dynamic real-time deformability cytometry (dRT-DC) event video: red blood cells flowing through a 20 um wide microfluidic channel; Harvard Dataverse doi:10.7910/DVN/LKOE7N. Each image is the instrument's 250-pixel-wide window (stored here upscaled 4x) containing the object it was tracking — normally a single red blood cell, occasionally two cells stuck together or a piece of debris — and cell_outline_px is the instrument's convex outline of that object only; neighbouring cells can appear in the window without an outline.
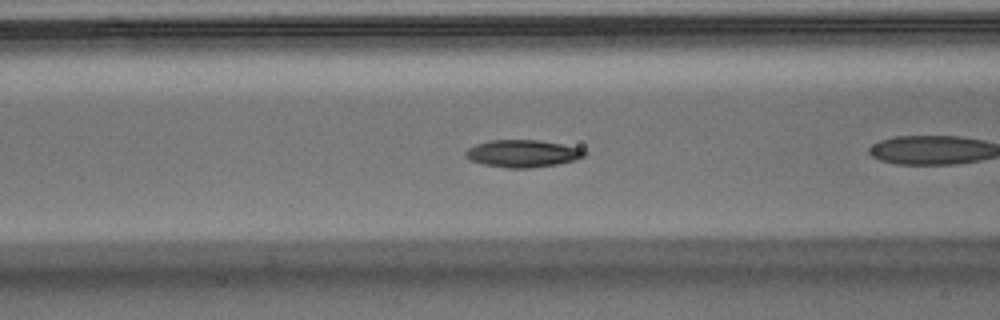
{"species": "Egyptian fruit bat (a non-hibernating species)", "species_latin": "Rousettus aegyptiacus", "temperature_condition": "warm", "stored_images_in_passage": 42, "camera_frame_rate_fps": 3000, "um_per_image_px": 0.085, "animal": {"sex": "male"}, "frame": {"image": 1, "passage_image": 7, "time_ms": 2.0, "image_size_px": [1000, 320], "cell_outline_px": [[588, 152], [584, 156], [572, 160], [556, 164], [532, 168], [508, 168], [484, 164], [472, 160], [464, 156], [464, 152], [468, 148], [476, 144], [492, 140], [540, 140], [580, 148]], "centroid_in_image_um": [44.4, 13.04], "position_along_channel_um": 122.2, "area_um2": 18.73}}
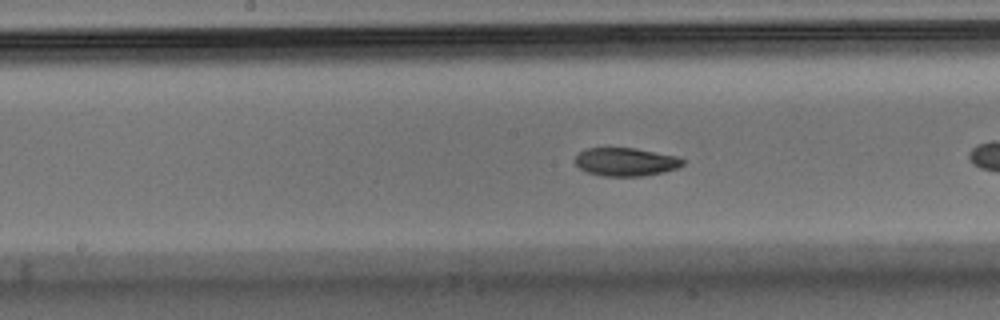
{"frame": {"image": 2, "passage_image": 13, "time_ms": 4.0, "image_size_px": [1000, 320], "cell_outline_px": [[684, 164], [676, 168], [664, 172], [644, 176], [604, 176], [588, 172], [580, 168], [576, 164], [576, 156], [580, 152], [588, 148], [636, 148], [676, 156], [684, 160]], "centroid_in_image_um": [53.21, 13.76], "position_along_channel_um": 195.0, "area_um2": 17.57}}
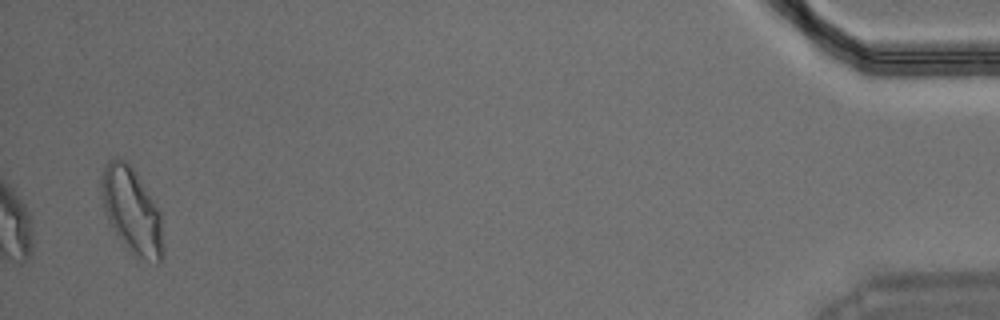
{"frame": {"image": 3, "passage_image": 42, "time_ms": 13.667, "image_size_px": [1000, 320], "cell_outline_px": [[164, 260], [156, 264], [132, 256], [120, 240], [112, 228], [104, 212], [100, 196], [100, 176], [108, 160], [112, 156], [116, 156], [124, 160], [136, 172], [160, 212], [164, 248]], "centroid_in_image_um": [11.19, 17.95], "position_along_channel_um": 424.0, "area_um2": 31.62}, "authors_computed_cell_mechanics": {"area_um2": 18.8717, "velocity_mm_per_s": 3.6344, "shape_relaxation_time_tau1_ms": 3.02, "shape_relaxation_time_tau2_ms": 1.7757, "deformation_change_tau1": 0.1196, "deformation_change_tau2": 0.0619}}